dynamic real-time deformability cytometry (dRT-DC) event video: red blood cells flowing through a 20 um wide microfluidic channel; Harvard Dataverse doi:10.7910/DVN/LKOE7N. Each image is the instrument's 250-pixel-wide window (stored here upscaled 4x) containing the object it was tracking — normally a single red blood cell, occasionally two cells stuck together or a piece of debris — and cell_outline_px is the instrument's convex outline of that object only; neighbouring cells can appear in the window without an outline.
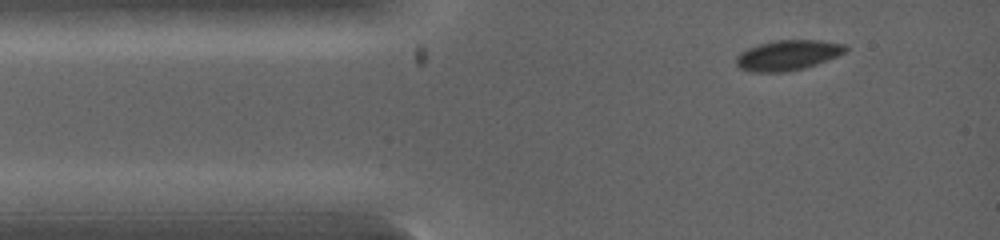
{"species": "common noctule bat (a hibernating species)", "species_latin": "Nyctalus noctula", "temperature_condition": "warm", "stored_images_in_passage": 3, "camera_frame_rate_fps": 5000, "um_per_image_px": 0.085, "animal": {"sex": "female", "body_mass_g": 19.0, "forearm_length_mm": 53.3}, "frame": {"image": 1, "passage_image": 1, "time_ms": 0.0, "image_size_px": [1000, 240], "cell_outline_px": [[848, 48], [844, 52], [836, 56], [816, 64], [804, 68], [784, 72], [752, 72], [740, 68], [736, 64], [736, 56], [740, 52], [748, 48], [760, 44], [776, 40], [820, 40], [844, 44]], "centroid_in_image_um": [66.93, 4.69], "position_along_channel_um": 18.1, "area_um2": 19.07}}
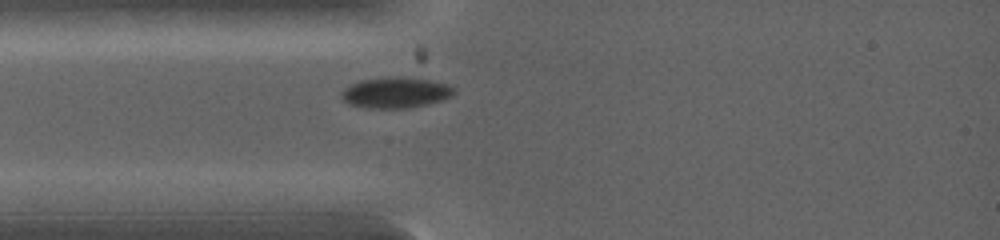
{"frame": {"image": 2, "passage_image": 2, "time_ms": 1.2, "image_size_px": [1000, 240], "cell_outline_px": [[456, 92], [452, 96], [428, 104], [412, 108], [364, 108], [348, 104], [340, 96], [340, 92], [344, 88], [360, 80], [400, 76], [420, 76], [448, 84], [456, 88]], "centroid_in_image_um": [33.68, 7.85], "position_along_channel_um": 51.3, "area_um2": 20.81}}